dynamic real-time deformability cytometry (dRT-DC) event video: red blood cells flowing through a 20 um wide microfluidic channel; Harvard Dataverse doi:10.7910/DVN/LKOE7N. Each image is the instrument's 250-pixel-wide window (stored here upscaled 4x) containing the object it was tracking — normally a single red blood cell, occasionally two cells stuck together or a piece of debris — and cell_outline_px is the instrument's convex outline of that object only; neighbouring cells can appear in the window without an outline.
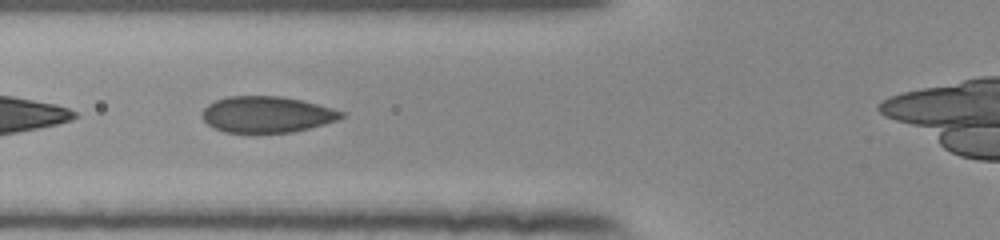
{"species": "human", "species_latin": "Homo sapiens", "temperature_condition": "room temperature", "stored_images_in_passage": 10, "camera_frame_rate_fps": 3000, "um_per_image_px": 0.085, "donor": {"sex": "female"}, "frame": {"image": 1, "passage_image": 4, "time_ms": 1.0, "image_size_px": [1000, 240], "cell_outline_px": [[348, 116], [324, 124], [292, 132], [224, 132], [212, 128], [204, 120], [204, 108], [208, 104], [216, 100], [228, 96], [280, 96], [300, 100], [348, 112]], "centroid_in_image_um": [22.72, 9.72], "position_along_channel_um": 103.1, "area_um2": 29.25}}
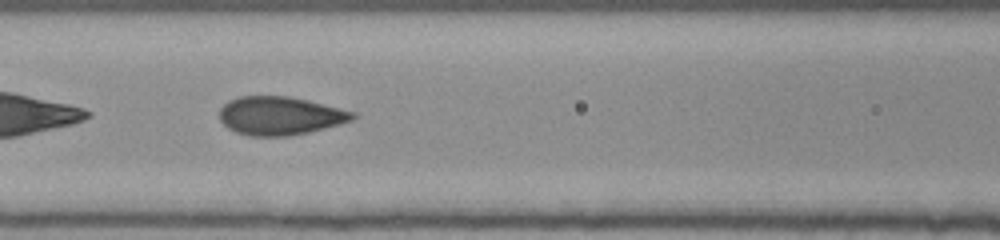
{"frame": {"image": 2, "passage_image": 7, "time_ms": 2.0, "image_size_px": [1000, 240], "cell_outline_px": [[356, 116], [352, 120], [340, 124], [308, 132], [288, 136], [252, 136], [236, 132], [228, 128], [220, 120], [220, 108], [228, 100], [240, 96], [288, 96], [308, 100], [356, 112]], "centroid_in_image_um": [23.8, 9.83], "position_along_channel_um": 142.8, "area_um2": 29.77}}
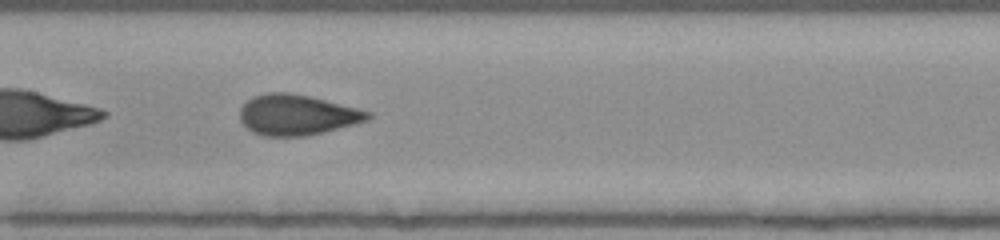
{"frame": {"image": 3, "passage_image": 10, "time_ms": 3.0, "image_size_px": [1000, 240], "cell_outline_px": [[372, 116], [368, 120], [324, 132], [304, 136], [264, 136], [252, 132], [240, 120], [240, 108], [252, 96], [268, 92], [288, 92], [308, 96], [372, 112]], "centroid_in_image_um": [25.22, 9.76], "position_along_channel_um": 182.2, "area_um2": 30.0}}